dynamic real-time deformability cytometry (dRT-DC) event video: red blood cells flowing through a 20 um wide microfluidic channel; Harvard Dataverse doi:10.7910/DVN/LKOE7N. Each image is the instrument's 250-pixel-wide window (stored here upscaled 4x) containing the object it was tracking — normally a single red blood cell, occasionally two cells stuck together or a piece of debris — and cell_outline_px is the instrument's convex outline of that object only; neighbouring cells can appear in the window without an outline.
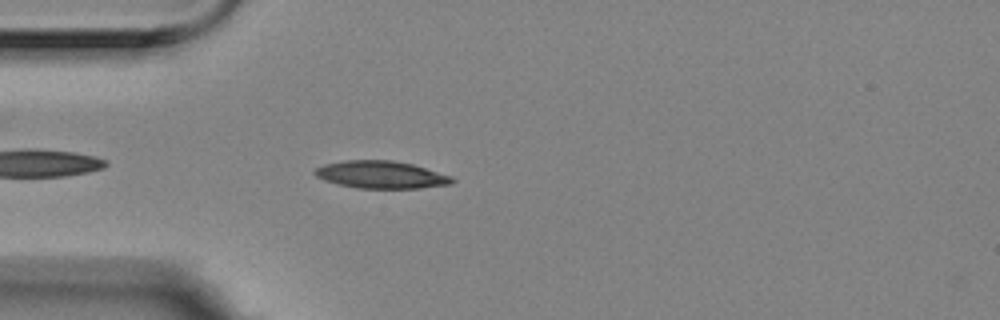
{"species": "Egyptian fruit bat (a non-hibernating species)", "species_latin": "Rousettus aegyptiacus", "temperature_condition": "room temperature", "stored_images_in_passage": 3, "camera_frame_rate_fps": 3000, "um_per_image_px": 0.085, "animal": {"sex": "female"}, "frame": {"image": 1, "passage_image": 3, "time_ms": 0.667, "image_size_px": [1000, 320], "cell_outline_px": [[456, 180], [452, 184], [420, 188], [356, 188], [336, 184], [324, 180], [316, 176], [312, 172], [316, 168], [324, 164], [344, 160], [392, 160], [412, 164], [452, 176]], "centroid_in_image_um": [32.38, 14.85], "position_along_channel_um": 52.6, "area_um2": 22.08}}